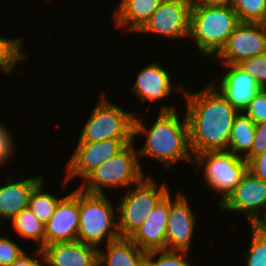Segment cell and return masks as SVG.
Returning a JSON list of instances; mask_svg holds the SVG:
<instances>
[{"mask_svg":"<svg viewBox=\"0 0 266 266\" xmlns=\"http://www.w3.org/2000/svg\"><path fill=\"white\" fill-rule=\"evenodd\" d=\"M98 248V266H144L146 252L130 238H118Z\"/></svg>","mask_w":266,"mask_h":266,"instance_id":"cell-21","label":"cell"},{"mask_svg":"<svg viewBox=\"0 0 266 266\" xmlns=\"http://www.w3.org/2000/svg\"><path fill=\"white\" fill-rule=\"evenodd\" d=\"M163 0H120L112 10V18L117 30L136 33L149 20L151 14Z\"/></svg>","mask_w":266,"mask_h":266,"instance_id":"cell-20","label":"cell"},{"mask_svg":"<svg viewBox=\"0 0 266 266\" xmlns=\"http://www.w3.org/2000/svg\"><path fill=\"white\" fill-rule=\"evenodd\" d=\"M45 182L47 183L46 178H43L34 187L28 200V207L30 208V210L44 224H46L51 219L58 205V202L65 196L64 194L57 195L55 192L53 193V191H50L48 188L46 189L47 191H45Z\"/></svg>","mask_w":266,"mask_h":266,"instance_id":"cell-25","label":"cell"},{"mask_svg":"<svg viewBox=\"0 0 266 266\" xmlns=\"http://www.w3.org/2000/svg\"><path fill=\"white\" fill-rule=\"evenodd\" d=\"M11 224V225H10ZM14 237L18 236L29 244L42 249L45 246V224L27 206L8 222ZM14 230V231H13ZM31 241V243H30Z\"/></svg>","mask_w":266,"mask_h":266,"instance_id":"cell-22","label":"cell"},{"mask_svg":"<svg viewBox=\"0 0 266 266\" xmlns=\"http://www.w3.org/2000/svg\"><path fill=\"white\" fill-rule=\"evenodd\" d=\"M184 88L185 114L189 125L193 155L206 151L227 150L232 125L239 111L207 80L195 90ZM195 90V91H194Z\"/></svg>","mask_w":266,"mask_h":266,"instance_id":"cell-1","label":"cell"},{"mask_svg":"<svg viewBox=\"0 0 266 266\" xmlns=\"http://www.w3.org/2000/svg\"><path fill=\"white\" fill-rule=\"evenodd\" d=\"M98 96L87 120L82 124L77 142H97L107 139H134V116L110 100L104 90Z\"/></svg>","mask_w":266,"mask_h":266,"instance_id":"cell-6","label":"cell"},{"mask_svg":"<svg viewBox=\"0 0 266 266\" xmlns=\"http://www.w3.org/2000/svg\"><path fill=\"white\" fill-rule=\"evenodd\" d=\"M169 192L157 203L130 239L144 252L166 250Z\"/></svg>","mask_w":266,"mask_h":266,"instance_id":"cell-18","label":"cell"},{"mask_svg":"<svg viewBox=\"0 0 266 266\" xmlns=\"http://www.w3.org/2000/svg\"><path fill=\"white\" fill-rule=\"evenodd\" d=\"M45 266H97L98 248L81 241L44 246Z\"/></svg>","mask_w":266,"mask_h":266,"instance_id":"cell-19","label":"cell"},{"mask_svg":"<svg viewBox=\"0 0 266 266\" xmlns=\"http://www.w3.org/2000/svg\"><path fill=\"white\" fill-rule=\"evenodd\" d=\"M169 191V215L166 225V250L193 252L197 223L196 211L188 196L180 189L175 194ZM175 196V197H174ZM193 249V250H192ZM192 250V251H191Z\"/></svg>","mask_w":266,"mask_h":266,"instance_id":"cell-10","label":"cell"},{"mask_svg":"<svg viewBox=\"0 0 266 266\" xmlns=\"http://www.w3.org/2000/svg\"><path fill=\"white\" fill-rule=\"evenodd\" d=\"M217 208L242 215L249 222L247 225H252L266 208V182L247 169L237 186Z\"/></svg>","mask_w":266,"mask_h":266,"instance_id":"cell-14","label":"cell"},{"mask_svg":"<svg viewBox=\"0 0 266 266\" xmlns=\"http://www.w3.org/2000/svg\"><path fill=\"white\" fill-rule=\"evenodd\" d=\"M237 65L253 77L261 88L266 89V53L244 59Z\"/></svg>","mask_w":266,"mask_h":266,"instance_id":"cell-31","label":"cell"},{"mask_svg":"<svg viewBox=\"0 0 266 266\" xmlns=\"http://www.w3.org/2000/svg\"><path fill=\"white\" fill-rule=\"evenodd\" d=\"M255 131L256 124L244 112H239L232 125L227 150L248 162Z\"/></svg>","mask_w":266,"mask_h":266,"instance_id":"cell-23","label":"cell"},{"mask_svg":"<svg viewBox=\"0 0 266 266\" xmlns=\"http://www.w3.org/2000/svg\"><path fill=\"white\" fill-rule=\"evenodd\" d=\"M251 226L259 233L266 235V208Z\"/></svg>","mask_w":266,"mask_h":266,"instance_id":"cell-37","label":"cell"},{"mask_svg":"<svg viewBox=\"0 0 266 266\" xmlns=\"http://www.w3.org/2000/svg\"><path fill=\"white\" fill-rule=\"evenodd\" d=\"M266 150V121L256 124V131L251 146V158Z\"/></svg>","mask_w":266,"mask_h":266,"instance_id":"cell-35","label":"cell"},{"mask_svg":"<svg viewBox=\"0 0 266 266\" xmlns=\"http://www.w3.org/2000/svg\"><path fill=\"white\" fill-rule=\"evenodd\" d=\"M1 229V234H3H0V266H9L27 251L24 249L25 246L21 247L19 242L17 243L7 233L2 232L4 227Z\"/></svg>","mask_w":266,"mask_h":266,"instance_id":"cell-30","label":"cell"},{"mask_svg":"<svg viewBox=\"0 0 266 266\" xmlns=\"http://www.w3.org/2000/svg\"><path fill=\"white\" fill-rule=\"evenodd\" d=\"M192 3L191 0H163L137 33L160 36L170 42L180 39L186 42Z\"/></svg>","mask_w":266,"mask_h":266,"instance_id":"cell-11","label":"cell"},{"mask_svg":"<svg viewBox=\"0 0 266 266\" xmlns=\"http://www.w3.org/2000/svg\"><path fill=\"white\" fill-rule=\"evenodd\" d=\"M266 53V24L240 22L226 44L214 57L216 64H238L240 61Z\"/></svg>","mask_w":266,"mask_h":266,"instance_id":"cell-13","label":"cell"},{"mask_svg":"<svg viewBox=\"0 0 266 266\" xmlns=\"http://www.w3.org/2000/svg\"><path fill=\"white\" fill-rule=\"evenodd\" d=\"M250 244L248 250L242 254L245 266H266V235L259 233L251 225H249Z\"/></svg>","mask_w":266,"mask_h":266,"instance_id":"cell-28","label":"cell"},{"mask_svg":"<svg viewBox=\"0 0 266 266\" xmlns=\"http://www.w3.org/2000/svg\"><path fill=\"white\" fill-rule=\"evenodd\" d=\"M159 106L158 115L149 123L151 127L147 126L148 121L144 119L142 112H137L139 116H134V140L138 136L142 140L145 138V143H141L142 147H137L139 160H154L168 170L177 167L178 163L193 164L194 155L190 146L189 125L185 112L177 110L179 106L173 102L172 105L164 102Z\"/></svg>","mask_w":266,"mask_h":266,"instance_id":"cell-2","label":"cell"},{"mask_svg":"<svg viewBox=\"0 0 266 266\" xmlns=\"http://www.w3.org/2000/svg\"><path fill=\"white\" fill-rule=\"evenodd\" d=\"M255 124L266 121V89L261 88L243 111Z\"/></svg>","mask_w":266,"mask_h":266,"instance_id":"cell-32","label":"cell"},{"mask_svg":"<svg viewBox=\"0 0 266 266\" xmlns=\"http://www.w3.org/2000/svg\"><path fill=\"white\" fill-rule=\"evenodd\" d=\"M58 202L51 219L45 224V246L77 240L79 227V188Z\"/></svg>","mask_w":266,"mask_h":266,"instance_id":"cell-16","label":"cell"},{"mask_svg":"<svg viewBox=\"0 0 266 266\" xmlns=\"http://www.w3.org/2000/svg\"><path fill=\"white\" fill-rule=\"evenodd\" d=\"M189 253L190 252L187 251H168V250L146 252L145 265L146 266H193L195 264L192 263L193 262L192 257L189 258V256L192 253L190 254Z\"/></svg>","mask_w":266,"mask_h":266,"instance_id":"cell-27","label":"cell"},{"mask_svg":"<svg viewBox=\"0 0 266 266\" xmlns=\"http://www.w3.org/2000/svg\"><path fill=\"white\" fill-rule=\"evenodd\" d=\"M247 169L256 177L266 182V150L247 162Z\"/></svg>","mask_w":266,"mask_h":266,"instance_id":"cell-34","label":"cell"},{"mask_svg":"<svg viewBox=\"0 0 266 266\" xmlns=\"http://www.w3.org/2000/svg\"><path fill=\"white\" fill-rule=\"evenodd\" d=\"M108 195L92 194L79 189L77 241L99 248L120 238L117 205L112 203L113 200Z\"/></svg>","mask_w":266,"mask_h":266,"instance_id":"cell-5","label":"cell"},{"mask_svg":"<svg viewBox=\"0 0 266 266\" xmlns=\"http://www.w3.org/2000/svg\"><path fill=\"white\" fill-rule=\"evenodd\" d=\"M10 37H6V35L4 37L2 35L0 36V71L3 75L12 74L15 71L21 76L24 74V68H22L21 64L22 62L25 63V61H29L30 57V55L26 53L27 50H25V47H23L27 39L23 35ZM18 64L21 65V69L19 70L17 69Z\"/></svg>","mask_w":266,"mask_h":266,"instance_id":"cell-24","label":"cell"},{"mask_svg":"<svg viewBox=\"0 0 266 266\" xmlns=\"http://www.w3.org/2000/svg\"><path fill=\"white\" fill-rule=\"evenodd\" d=\"M232 8L239 22L266 24V0H234Z\"/></svg>","mask_w":266,"mask_h":266,"instance_id":"cell-26","label":"cell"},{"mask_svg":"<svg viewBox=\"0 0 266 266\" xmlns=\"http://www.w3.org/2000/svg\"><path fill=\"white\" fill-rule=\"evenodd\" d=\"M12 174H7L5 183H0V219L5 224L28 206L32 190L45 177L43 173L29 176L22 171L17 179Z\"/></svg>","mask_w":266,"mask_h":266,"instance_id":"cell-17","label":"cell"},{"mask_svg":"<svg viewBox=\"0 0 266 266\" xmlns=\"http://www.w3.org/2000/svg\"><path fill=\"white\" fill-rule=\"evenodd\" d=\"M190 166L194 168L196 175L200 169L205 187L214 192V197L218 194V206L240 182L247 170V161L228 150L206 151L196 154Z\"/></svg>","mask_w":266,"mask_h":266,"instance_id":"cell-8","label":"cell"},{"mask_svg":"<svg viewBox=\"0 0 266 266\" xmlns=\"http://www.w3.org/2000/svg\"><path fill=\"white\" fill-rule=\"evenodd\" d=\"M134 139H107L97 142H77L65 165L61 189L64 192L71 181L76 178L82 181L92 170L119 153ZM78 178V179H77Z\"/></svg>","mask_w":266,"mask_h":266,"instance_id":"cell-9","label":"cell"},{"mask_svg":"<svg viewBox=\"0 0 266 266\" xmlns=\"http://www.w3.org/2000/svg\"><path fill=\"white\" fill-rule=\"evenodd\" d=\"M135 143L134 140L127 144L119 153L92 170L79 182L78 188L92 194H106L107 190L113 189V193H119L139 184L148 173L139 160L138 143Z\"/></svg>","mask_w":266,"mask_h":266,"instance_id":"cell-4","label":"cell"},{"mask_svg":"<svg viewBox=\"0 0 266 266\" xmlns=\"http://www.w3.org/2000/svg\"><path fill=\"white\" fill-rule=\"evenodd\" d=\"M4 123L5 121H0V168L2 167L1 169L6 167V165H11L10 162L16 160L13 159V157L16 156L15 153L18 149V145H16L17 135L15 136L14 134H12V129L9 128L10 126Z\"/></svg>","mask_w":266,"mask_h":266,"instance_id":"cell-29","label":"cell"},{"mask_svg":"<svg viewBox=\"0 0 266 266\" xmlns=\"http://www.w3.org/2000/svg\"><path fill=\"white\" fill-rule=\"evenodd\" d=\"M197 4L210 7H232L234 0H194Z\"/></svg>","mask_w":266,"mask_h":266,"instance_id":"cell-36","label":"cell"},{"mask_svg":"<svg viewBox=\"0 0 266 266\" xmlns=\"http://www.w3.org/2000/svg\"><path fill=\"white\" fill-rule=\"evenodd\" d=\"M2 225H4V224H3V221L0 219V228L2 227Z\"/></svg>","mask_w":266,"mask_h":266,"instance_id":"cell-38","label":"cell"},{"mask_svg":"<svg viewBox=\"0 0 266 266\" xmlns=\"http://www.w3.org/2000/svg\"><path fill=\"white\" fill-rule=\"evenodd\" d=\"M152 174L126 189L117 205V227L120 237L130 238L143 224L157 203L170 191L167 182L159 184ZM167 183V184H166Z\"/></svg>","mask_w":266,"mask_h":266,"instance_id":"cell-7","label":"cell"},{"mask_svg":"<svg viewBox=\"0 0 266 266\" xmlns=\"http://www.w3.org/2000/svg\"><path fill=\"white\" fill-rule=\"evenodd\" d=\"M165 65H162L161 62L153 61L147 63L145 67L142 66L141 70L136 72L135 81L132 83V88L129 89L132 91V94L137 97L140 103L147 104L155 101L166 102L165 99H169L170 96H174L173 93H177L179 97L183 96L185 84L183 82L176 83L174 78L170 73L169 68H165ZM172 76V77H171ZM175 83V84H174ZM134 84V85H133Z\"/></svg>","mask_w":266,"mask_h":266,"instance_id":"cell-12","label":"cell"},{"mask_svg":"<svg viewBox=\"0 0 266 266\" xmlns=\"http://www.w3.org/2000/svg\"><path fill=\"white\" fill-rule=\"evenodd\" d=\"M221 66L220 69L224 71L219 73L221 70L218 69V76L216 74L213 78H208V81L234 108L243 112L261 87L237 64H221Z\"/></svg>","mask_w":266,"mask_h":266,"instance_id":"cell-15","label":"cell"},{"mask_svg":"<svg viewBox=\"0 0 266 266\" xmlns=\"http://www.w3.org/2000/svg\"><path fill=\"white\" fill-rule=\"evenodd\" d=\"M232 7H210L193 1L188 40L204 59L214 58L239 24ZM196 46V47H195Z\"/></svg>","mask_w":266,"mask_h":266,"instance_id":"cell-3","label":"cell"},{"mask_svg":"<svg viewBox=\"0 0 266 266\" xmlns=\"http://www.w3.org/2000/svg\"><path fill=\"white\" fill-rule=\"evenodd\" d=\"M29 251L23 254L19 259L15 260L9 266H45V259L41 249H35L30 252Z\"/></svg>","mask_w":266,"mask_h":266,"instance_id":"cell-33","label":"cell"}]
</instances>
